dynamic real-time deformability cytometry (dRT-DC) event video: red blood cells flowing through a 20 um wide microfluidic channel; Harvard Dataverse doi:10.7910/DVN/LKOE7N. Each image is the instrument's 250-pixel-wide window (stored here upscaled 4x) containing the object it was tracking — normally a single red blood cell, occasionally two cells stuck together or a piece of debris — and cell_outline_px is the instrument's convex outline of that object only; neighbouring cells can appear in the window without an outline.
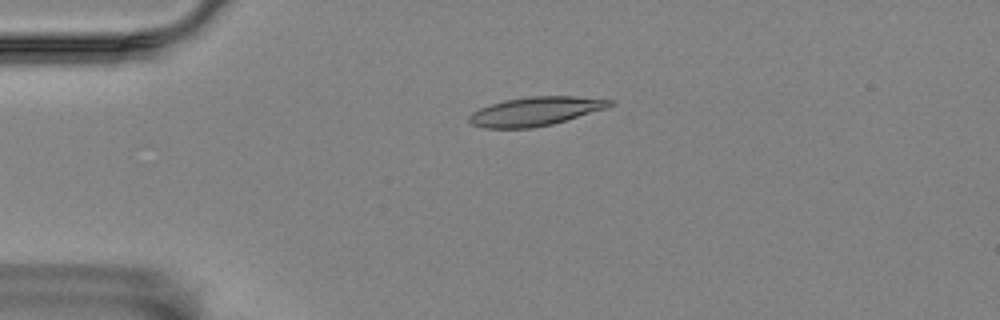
{"species": "Egyptian fruit bat (a non-hibernating species)", "species_latin": "Rousettus aegyptiacus", "temperature_condition": "room temperature", "stored_images_in_passage": 57, "camera_frame_rate_fps": 3000, "um_per_image_px": 0.085, "animal": {"sex": "female"}, "frame": {"image": 1, "passage_image": 13, "time_ms": 4.0, "image_size_px": [1000, 320], "cell_outline_px": [[616, 104], [608, 108], [552, 124], [532, 128], [484, 128], [472, 124], [468, 120], [468, 116], [472, 112], [480, 108], [504, 100], [528, 96], [576, 96], [616, 100]], "centroid_in_image_um": [45.56, 9.45], "position_along_channel_um": 39.4, "area_um2": 23.81}}
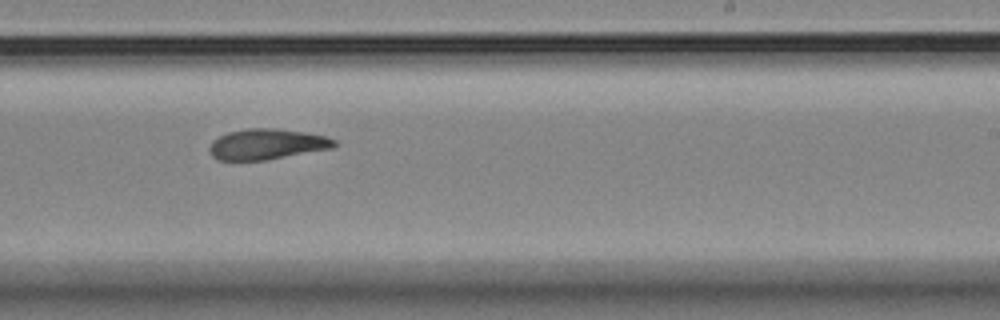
{"frame": {"image": 2, "passage_image": 35, "time_ms": 11.333, "image_size_px": [1000, 320], "cell_outline_px": [[336, 144], [332, 148], [268, 160], [220, 160], [212, 156], [208, 148], [212, 140], [228, 132], [248, 128], [276, 128], [304, 132], [324, 136], [336, 140]], "centroid_in_image_um": [22.66, 12.26], "position_along_channel_um": 266.3, "area_um2": 22.25}}
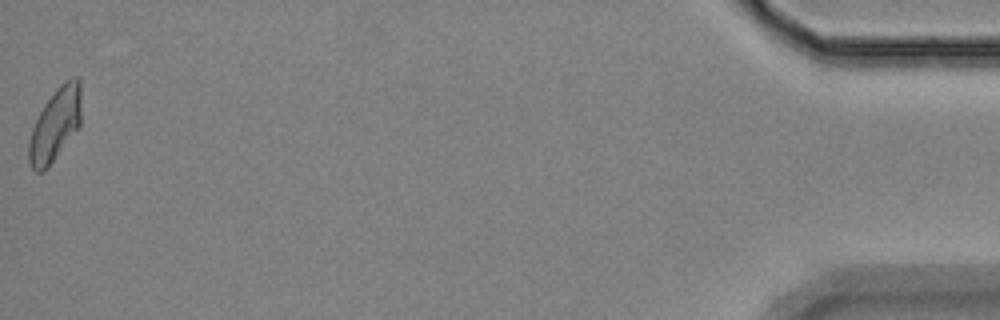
{"frame": {"image": 3, "passage_image": 57, "time_ms": 18.667, "image_size_px": [1000, 320], "cell_outline_px": [[80, 128], [48, 168], [44, 172], [36, 172], [32, 168], [28, 160], [28, 144], [32, 128], [44, 104], [56, 88], [64, 80], [72, 76], [80, 76]], "centroid_in_image_um": [4.71, 10.6], "position_along_channel_um": 430.5, "area_um2": 22.66}, "authors_computed_cell_mechanics": {"area_um2": 22.5998, "velocity_mm_per_s": 3.4836, "shape_relaxation_time_tau1_ms": 4.7735, "shape_relaxation_time_tau2_ms": 7.2129, "deformation_change_tau1": 0.1763, "deformation_change_tau2": 0.1728}}